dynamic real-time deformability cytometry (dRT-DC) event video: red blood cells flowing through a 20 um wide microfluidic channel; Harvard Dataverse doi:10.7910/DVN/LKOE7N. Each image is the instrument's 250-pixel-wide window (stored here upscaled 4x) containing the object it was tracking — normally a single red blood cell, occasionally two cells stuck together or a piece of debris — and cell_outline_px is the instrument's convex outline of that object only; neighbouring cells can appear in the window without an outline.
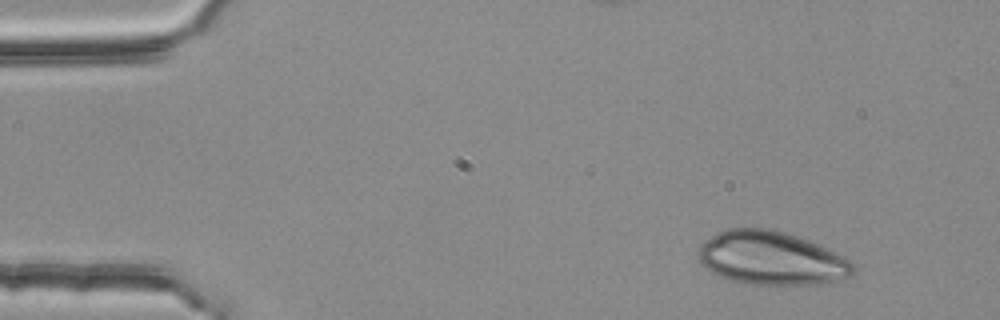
{"species": "common noctule bat (a hibernating species)", "species_latin": "Nyctalus noctula", "temperature_condition": "room temperature", "stored_images_in_passage": 3, "camera_frame_rate_fps": 3000, "um_per_image_px": 0.085, "animal": {"sex": "female", "body_mass_g": 25.1}, "frame": {"image": 1, "passage_image": 1, "time_ms": 0.0, "image_size_px": [1000, 320], "cell_outline_px": [[856, 268], [852, 276], [836, 284], [744, 284], [728, 280], [712, 272], [696, 260], [696, 256], [700, 248], [712, 236], [728, 228], [772, 228], [808, 240], [836, 252], [844, 256]], "centroid_in_image_um": [65.61, 21.97], "position_along_channel_um": 19.4, "area_um2": 48.67}}